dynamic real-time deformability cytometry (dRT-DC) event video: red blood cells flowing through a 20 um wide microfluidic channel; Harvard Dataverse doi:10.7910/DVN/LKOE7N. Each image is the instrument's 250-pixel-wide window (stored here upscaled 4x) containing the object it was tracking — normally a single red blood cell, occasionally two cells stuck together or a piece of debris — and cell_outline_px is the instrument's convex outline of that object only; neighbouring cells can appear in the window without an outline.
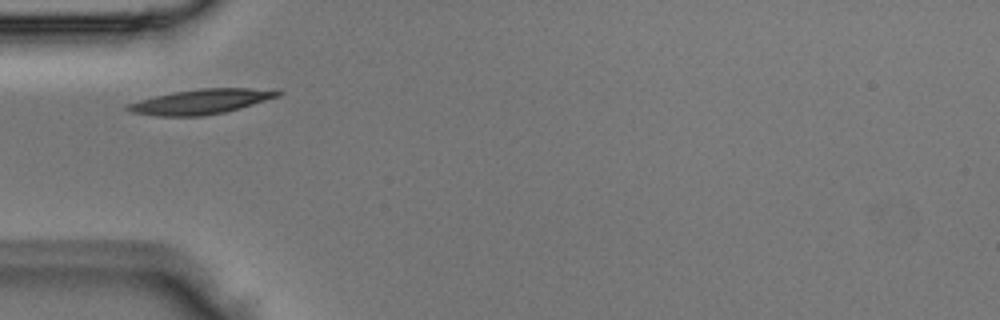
{"species": "Egyptian fruit bat (a non-hibernating species)", "species_latin": "Rousettus aegyptiacus", "temperature_condition": "room temperature", "stored_images_in_passage": 3, "camera_frame_rate_fps": 3000, "um_per_image_px": 0.085, "animal": {"sex": "male"}, "frame": {"image": 1, "passage_image": 2, "time_ms": 0.333, "image_size_px": [1000, 320], "cell_outline_px": [[284, 92], [280, 96], [240, 108], [224, 112], [200, 116], [160, 116], [132, 112], [124, 108], [124, 104], [156, 96], [176, 92], [200, 88], [280, 88]], "centroid_in_image_um": [17.18, 8.62], "position_along_channel_um": 67.8, "area_um2": 21.85}}
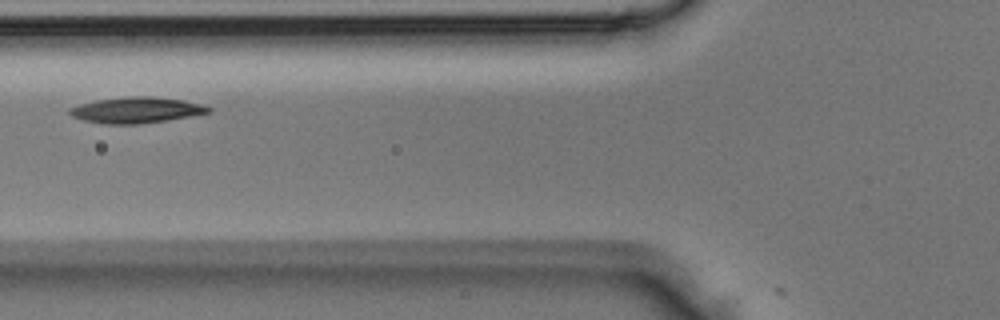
{"frame": {"image": 2, "passage_image": 3, "time_ms": 0.667, "image_size_px": [1000, 320], "cell_outline_px": [[212, 112], [140, 124], [104, 124], [84, 120], [72, 116], [68, 112], [68, 108], [80, 104], [96, 100], [128, 96], [152, 96], [184, 100], [200, 104], [212, 108]], "centroid_in_image_um": [11.56, 9.35], "position_along_channel_um": 114.2, "area_um2": 20.87}}